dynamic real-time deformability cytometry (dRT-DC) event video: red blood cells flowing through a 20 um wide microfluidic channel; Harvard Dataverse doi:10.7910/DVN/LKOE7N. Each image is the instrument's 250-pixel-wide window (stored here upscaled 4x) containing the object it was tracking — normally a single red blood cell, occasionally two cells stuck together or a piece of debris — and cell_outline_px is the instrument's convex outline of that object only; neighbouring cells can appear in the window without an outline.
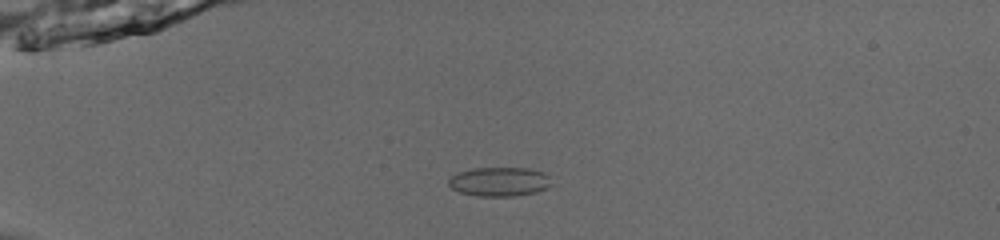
{"species": "common noctule bat (a hibernating species)", "species_latin": "Nyctalus noctula", "temperature_condition": "room temperature", "stored_images_in_passage": 54, "camera_frame_rate_fps": 3000, "um_per_image_px": 0.085, "animal": {"sex": "male", "body_mass_g": 13.0, "forearm_length_mm": 53.1}, "frame": {"image": 1, "passage_image": 16, "time_ms": 5.0, "image_size_px": [1000, 240], "cell_outline_px": [[552, 184], [536, 192], [512, 196], [476, 196], [460, 192], [452, 188], [448, 184], [448, 180], [456, 172], [472, 168], [528, 168], [544, 172], [548, 176]], "centroid_in_image_um": [42.42, 15.43], "position_along_channel_um": 42.6, "area_um2": 17.46}}
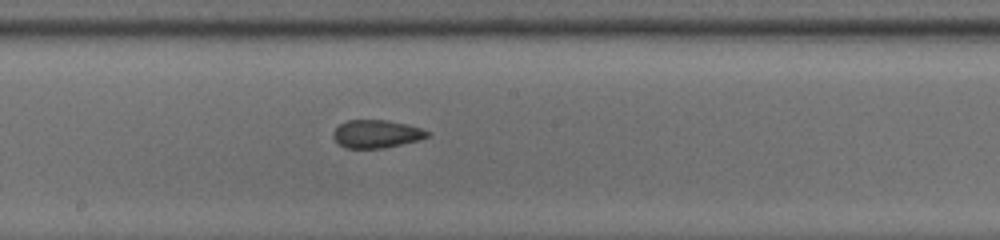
{"frame": {"image": 2, "passage_image": 32, "time_ms": 10.333, "image_size_px": [1000, 240], "cell_outline_px": [[432, 136], [420, 140], [384, 148], [344, 148], [332, 136], [332, 132], [340, 124], [348, 120], [388, 120], [408, 124], [432, 132]], "centroid_in_image_um": [32.05, 11.38], "position_along_channel_um": 216.1, "area_um2": 15.55}}
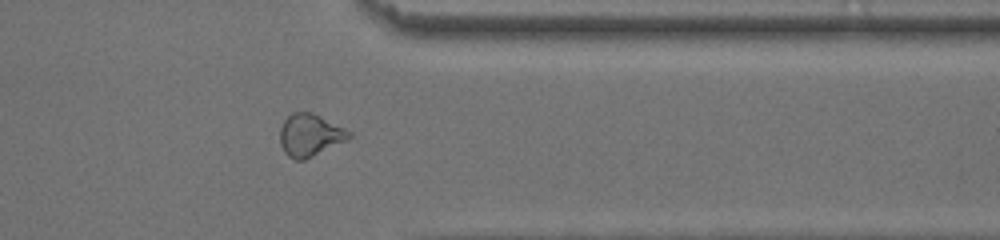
{"frame": {"image": 3, "passage_image": 45, "time_ms": 14.667, "image_size_px": [1000, 240], "cell_outline_px": [[352, 136], [304, 160], [296, 160], [288, 156], [284, 152], [280, 144], [280, 128], [284, 120], [292, 112], [312, 112], [352, 132]], "centroid_in_image_um": [26.3, 11.47], "position_along_channel_um": 385.1, "area_um2": 16.7}, "authors_computed_cell_mechanics": {"area_um2": 17.34, "velocity_mm_per_s": 3.9555, "shape_relaxation_time_tau1_ms": null, "shape_relaxation_time_tau2_ms": 1.3895, "deformation_change_tau1": null, "deformation_change_tau2": 0.0701}}